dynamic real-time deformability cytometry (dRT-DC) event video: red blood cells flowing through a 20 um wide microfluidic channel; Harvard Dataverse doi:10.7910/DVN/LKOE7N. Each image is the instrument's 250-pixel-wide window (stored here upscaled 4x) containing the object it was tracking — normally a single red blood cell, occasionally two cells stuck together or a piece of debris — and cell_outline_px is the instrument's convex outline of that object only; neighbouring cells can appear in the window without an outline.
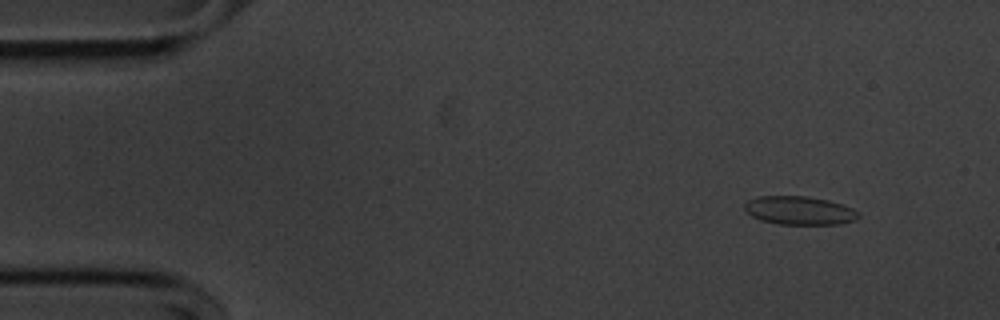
{"species": "common noctule bat (a hibernating species)", "species_latin": "Nyctalus noctula", "temperature_condition": "cold", "stored_images_in_passage": 53, "camera_frame_rate_fps": 3000, "um_per_image_px": 0.085, "animal": {"sex": "male", "body_mass_g": 20.1, "forearm_length_mm": 53.5}, "frame": {"image": 1, "passage_image": 4, "time_ms": 1.0, "image_size_px": [1000, 320], "cell_outline_px": [[860, 216], [856, 220], [840, 224], [780, 224], [760, 220], [752, 216], [744, 208], [744, 204], [748, 200], [756, 196], [804, 196], [828, 200], [852, 208], [860, 212]], "centroid_in_image_um": [67.96, 17.89], "position_along_channel_um": 17.0, "area_um2": 18.9}}
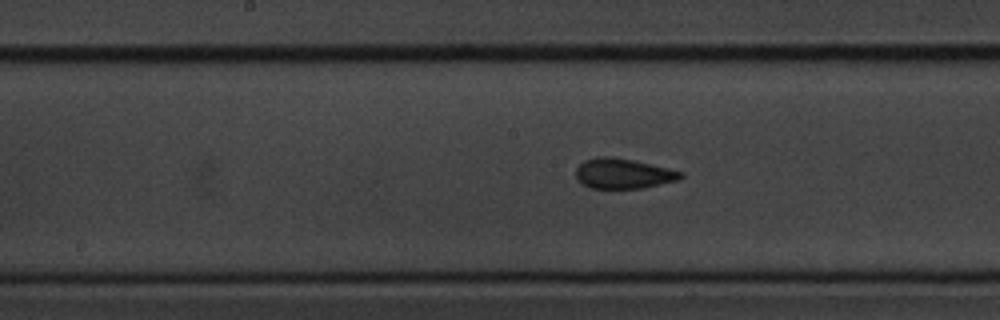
{"frame": {"image": 2, "passage_image": 26, "time_ms": 8.333, "image_size_px": [1000, 320], "cell_outline_px": [[684, 176], [680, 180], [644, 188], [588, 188], [580, 184], [576, 176], [576, 168], [584, 160], [596, 156], [612, 156], [632, 160], [668, 168], [684, 172]], "centroid_in_image_um": [52.97, 14.75], "position_along_channel_um": 195.2, "area_um2": 18.67}}
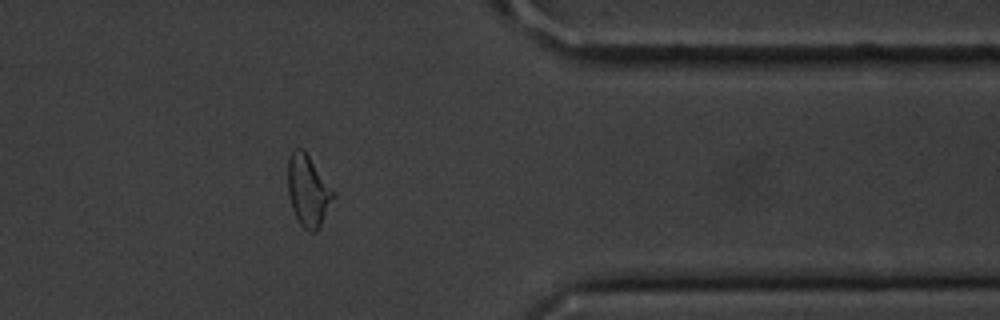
{"frame": {"image": 3, "passage_image": 43, "time_ms": 14.0, "image_size_px": [1000, 320], "cell_outline_px": [[336, 196], [320, 228], [316, 232], [312, 232], [304, 228], [300, 224], [292, 208], [288, 196], [288, 160], [292, 152], [296, 148], [300, 148], [308, 156], [336, 192]], "centroid_in_image_um": [26.22, 16.26], "position_along_channel_um": 385.2, "area_um2": 18.9}, "authors_computed_cell_mechanics": {"area_um2": 18.496, "velocity_mm_per_s": 3.6379, "shape_relaxation_time_tau1_ms": 3.0328, "shape_relaxation_time_tau2_ms": 1.085, "deformation_change_tau1": 0.1078, "deformation_change_tau2": 0.078}}